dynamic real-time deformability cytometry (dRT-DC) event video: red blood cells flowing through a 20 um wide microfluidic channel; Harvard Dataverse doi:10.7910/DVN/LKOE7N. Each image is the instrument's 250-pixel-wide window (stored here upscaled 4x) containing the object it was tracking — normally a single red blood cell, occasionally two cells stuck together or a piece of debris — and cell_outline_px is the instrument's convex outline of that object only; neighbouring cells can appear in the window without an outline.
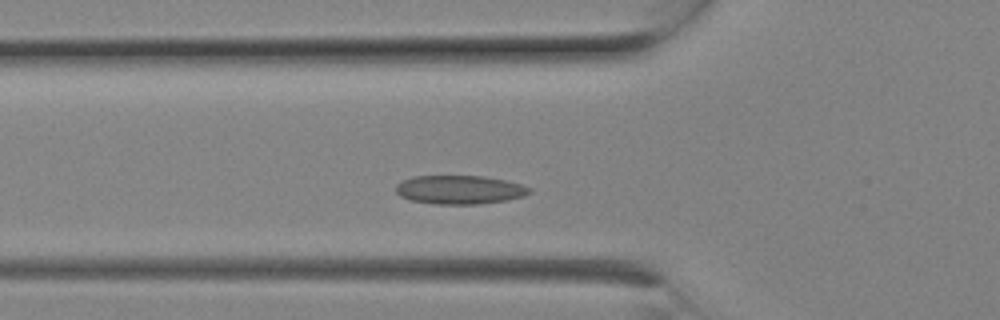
{"species": "Egyptian fruit bat (a non-hibernating species)", "species_latin": "Rousettus aegyptiacus", "temperature_condition": "room temperature", "stored_images_in_passage": 8, "camera_frame_rate_fps": 3000, "um_per_image_px": 0.085, "animal": {"sex": "female"}, "frame": {"image": 1, "passage_image": 5, "time_ms": 1.333, "image_size_px": [1000, 320], "cell_outline_px": [[532, 192], [524, 196], [508, 200], [476, 204], [432, 204], [412, 200], [400, 196], [396, 192], [396, 184], [412, 176], [484, 176], [504, 180], [520, 184], [532, 188]], "centroid_in_image_um": [39.08, 16.13], "position_along_channel_um": 86.7, "area_um2": 22.37}}
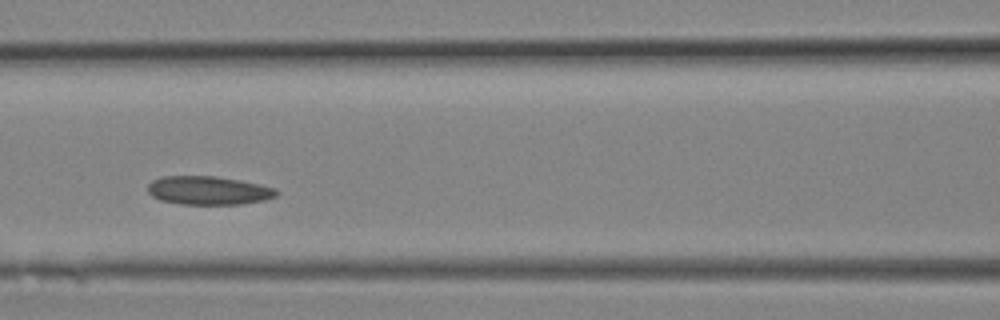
{"frame": {"image": 2, "passage_image": 7, "time_ms": 2.0, "image_size_px": [1000, 320], "cell_outline_px": [[280, 192], [276, 196], [268, 200], [240, 204], [180, 204], [160, 200], [152, 196], [148, 192], [148, 184], [152, 180], [160, 176], [216, 176], [240, 180], [260, 184], [276, 188]], "centroid_in_image_um": [17.74, 16.18], "position_along_channel_um": 148.9, "area_um2": 21.68}}
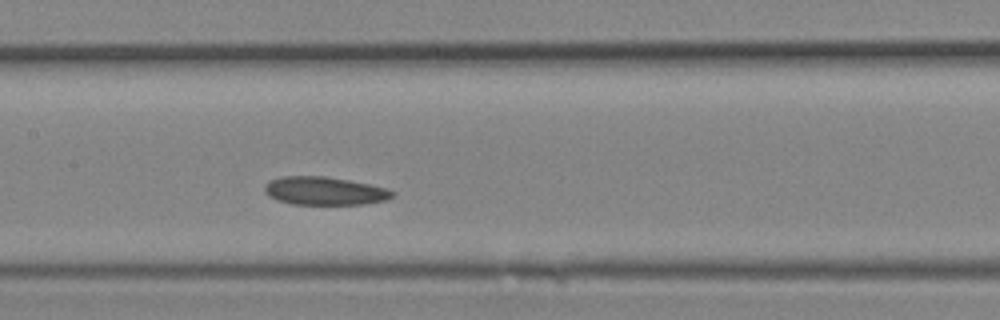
{"frame": {"image": 3, "passage_image": 8, "time_ms": 2.333, "image_size_px": [1000, 320], "cell_outline_px": [[396, 192], [388, 200], [364, 204], [292, 204], [276, 200], [268, 196], [264, 192], [264, 184], [268, 180], [280, 176], [324, 176], [348, 180], [388, 188]], "centroid_in_image_um": [27.55, 16.22], "position_along_channel_um": 179.8, "area_um2": 21.21}}